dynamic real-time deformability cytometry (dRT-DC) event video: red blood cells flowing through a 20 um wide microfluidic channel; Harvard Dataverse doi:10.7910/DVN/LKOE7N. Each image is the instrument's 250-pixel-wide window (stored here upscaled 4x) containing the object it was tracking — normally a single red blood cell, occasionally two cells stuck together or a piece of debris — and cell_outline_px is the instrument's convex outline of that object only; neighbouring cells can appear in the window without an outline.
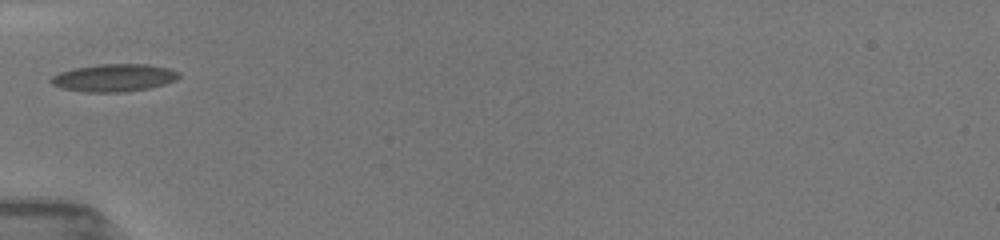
{"species": "common noctule bat (a hibernating species)", "species_latin": "Nyctalus noctula", "temperature_condition": "room temperature", "stored_images_in_passage": 63, "camera_frame_rate_fps": 3000, "um_per_image_px": 0.085, "animal": {"sex": "female", "body_mass_g": 19.5, "forearm_length_mm": 54.1}, "frame": {"image": 1, "passage_image": 1, "time_ms": 0.0, "image_size_px": [1000, 240], "cell_outline_px": [[180, 76], [176, 80], [164, 84], [148, 88], [124, 92], [84, 92], [60, 88], [52, 84], [48, 80], [52, 76], [60, 72], [72, 68], [96, 64], [148, 64], [168, 68], [180, 72]], "centroid_in_image_um": [9.66, 6.61], "position_along_channel_um": 75.3, "area_um2": 20.75}}
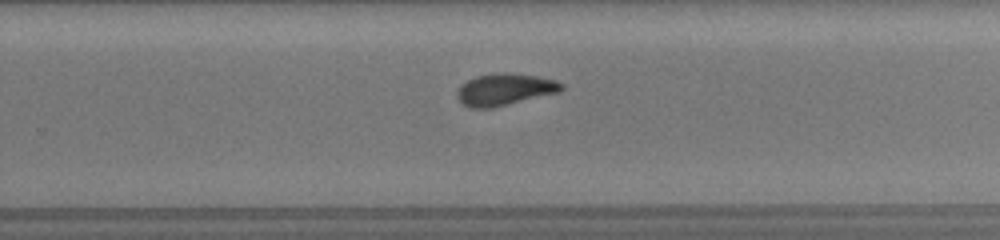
{"frame": {"image": 2, "passage_image": 28, "time_ms": 5.333, "image_size_px": [1000, 240], "cell_outline_px": [[564, 88], [560, 92], [492, 108], [468, 108], [456, 96], [456, 92], [468, 80], [476, 76], [508, 72], [536, 76], [556, 80], [564, 84]], "centroid_in_image_um": [42.94, 7.61], "position_along_channel_um": 286.9, "area_um2": 19.25}}
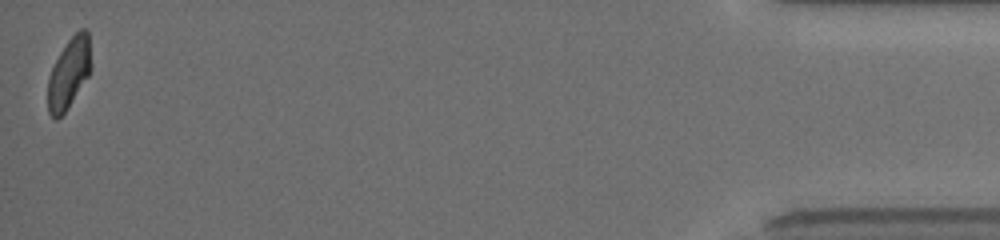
{"frame": {"image": 3, "passage_image": 62, "time_ms": 11.0, "image_size_px": [1000, 240], "cell_outline_px": [[92, 68], [88, 76], [64, 112], [56, 120], [48, 112], [48, 76], [60, 52], [68, 40], [80, 28], [88, 28]], "centroid_in_image_um": [5.88, 6.17], "position_along_channel_um": 429.3, "area_um2": 17.63}, "authors_computed_cell_mechanics": {"area_um2": 19.0162, "velocity_mm_per_s": 3.972, "shape_relaxation_time_tau1_ms": 4.6778, "shape_relaxation_time_tau2_ms": 2.075, "deformation_change_tau1": 0.1535, "deformation_change_tau2": 0.0774}}